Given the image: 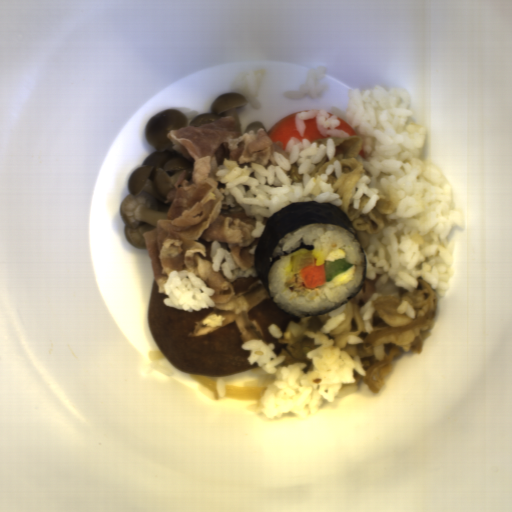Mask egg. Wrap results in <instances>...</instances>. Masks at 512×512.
Segmentation results:
<instances>
[{
	"label": "egg",
	"mask_w": 512,
	"mask_h": 512,
	"mask_svg": "<svg viewBox=\"0 0 512 512\" xmlns=\"http://www.w3.org/2000/svg\"><path fill=\"white\" fill-rule=\"evenodd\" d=\"M347 257H348V254L344 248L336 247V248L328 251L325 261L330 260L332 262L339 258H346V260H347Z\"/></svg>",
	"instance_id": "2"
},
{
	"label": "egg",
	"mask_w": 512,
	"mask_h": 512,
	"mask_svg": "<svg viewBox=\"0 0 512 512\" xmlns=\"http://www.w3.org/2000/svg\"><path fill=\"white\" fill-rule=\"evenodd\" d=\"M356 269H357V265L352 264V267L350 269H348L346 272H341L336 277H334L331 280V283L333 284L334 287H341V286L351 282L355 276Z\"/></svg>",
	"instance_id": "1"
}]
</instances>
